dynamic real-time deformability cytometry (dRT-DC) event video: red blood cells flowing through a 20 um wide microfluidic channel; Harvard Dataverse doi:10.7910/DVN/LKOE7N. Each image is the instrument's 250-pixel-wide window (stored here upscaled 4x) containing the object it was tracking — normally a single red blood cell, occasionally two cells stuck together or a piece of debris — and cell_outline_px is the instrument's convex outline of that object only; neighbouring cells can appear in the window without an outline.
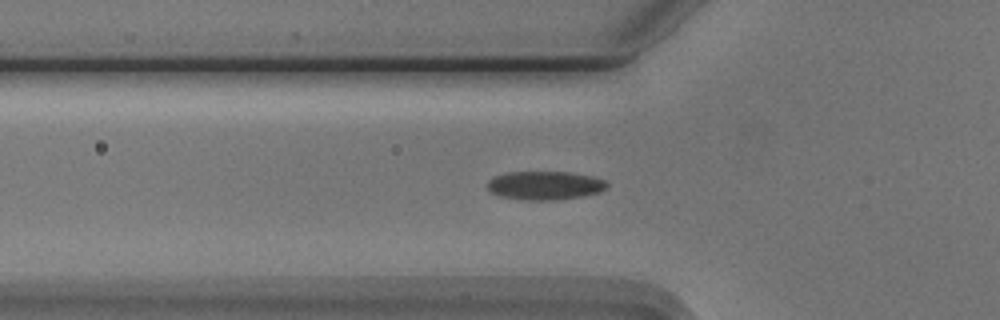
{"species": "Egyptian fruit bat (a non-hibernating species)", "species_latin": "Rousettus aegyptiacus", "temperature_condition": "cold", "stored_images_in_passage": 11, "camera_frame_rate_fps": 3000, "um_per_image_px": 0.085, "animal": {"sex": "male"}, "frame": {"image": 1, "passage_image": 3, "time_ms": 0.667, "image_size_px": [1000, 320], "cell_outline_px": [[608, 188], [600, 192], [584, 196], [556, 200], [520, 200], [500, 196], [488, 192], [488, 180], [492, 176], [508, 172], [568, 172], [592, 176], [604, 180], [608, 184]], "centroid_in_image_um": [46.29, 15.77], "position_along_channel_um": 79.5, "area_um2": 20.23}}
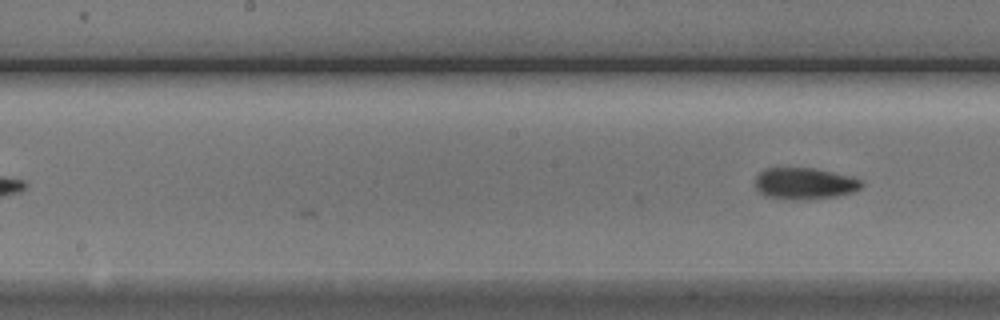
{"frame": {"image": 2, "passage_image": 11, "time_ms": 3.333, "image_size_px": [1000, 320], "cell_outline_px": [[864, 184], [860, 188], [852, 192], [836, 196], [792, 200], [784, 200], [764, 196], [756, 188], [756, 176], [764, 168], [812, 168], [848, 176], [860, 180]], "centroid_in_image_um": [68.33, 15.61], "position_along_channel_um": 179.9, "area_um2": 19.36}}